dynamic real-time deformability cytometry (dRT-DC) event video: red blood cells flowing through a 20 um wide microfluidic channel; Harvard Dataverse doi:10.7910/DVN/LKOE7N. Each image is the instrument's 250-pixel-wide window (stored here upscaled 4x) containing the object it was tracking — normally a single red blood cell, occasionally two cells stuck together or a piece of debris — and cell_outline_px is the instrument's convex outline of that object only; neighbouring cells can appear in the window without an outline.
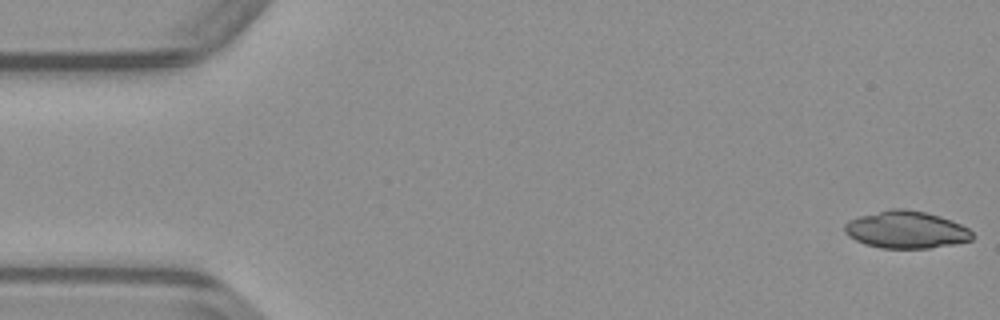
{"species": "common noctule bat (a hibernating species)", "species_latin": "Nyctalus noctula", "temperature_condition": "warm", "stored_images_in_passage": 15, "camera_frame_rate_fps": 3000, "um_per_image_px": 0.085, "animal": {"sex": "male", "body_mass_g": 23.1, "forearm_length_mm": 52.7}, "frame": {"image": 1, "passage_image": 1, "time_ms": 0.0, "image_size_px": [1000, 320], "cell_outline_px": [[972, 240], [952, 244], [928, 248], [880, 248], [864, 244], [848, 236], [844, 232], [844, 224], [848, 220], [860, 216], [892, 208], [904, 208], [924, 212], [940, 216], [952, 220], [968, 228], [972, 232]], "centroid_in_image_um": [77.0, 19.52], "position_along_channel_um": 8.0, "area_um2": 27.69}}